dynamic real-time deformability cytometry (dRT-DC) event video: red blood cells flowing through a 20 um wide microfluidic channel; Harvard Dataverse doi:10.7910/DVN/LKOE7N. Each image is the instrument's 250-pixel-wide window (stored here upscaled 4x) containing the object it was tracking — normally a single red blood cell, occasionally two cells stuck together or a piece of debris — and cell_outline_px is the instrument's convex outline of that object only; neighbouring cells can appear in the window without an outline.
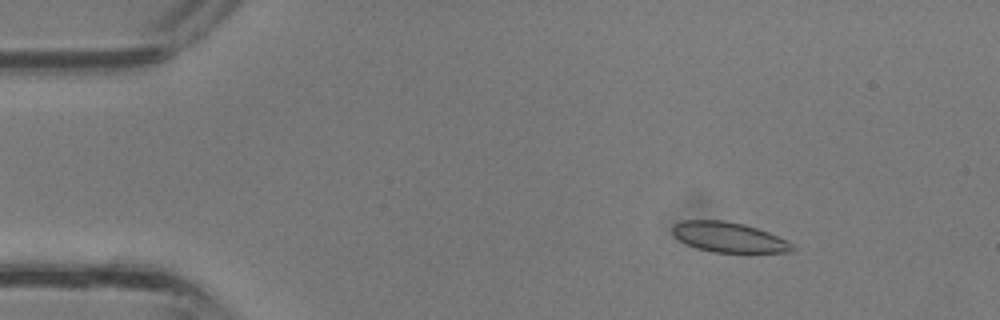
{"species": "common noctule bat (a hibernating species)", "species_latin": "Nyctalus noctula", "temperature_condition": "room temperature", "stored_images_in_passage": 36, "camera_frame_rate_fps": 3000, "um_per_image_px": 0.085, "animal": {"sex": "male", "body_mass_g": 13.3}, "frame": {"image": 1, "passage_image": 4, "time_ms": 1.0, "image_size_px": [1000, 320], "cell_outline_px": [[796, 248], [792, 252], [712, 252], [696, 248], [680, 240], [672, 232], [672, 228], [680, 220], [724, 220], [744, 224], [768, 232], [788, 240]], "centroid_in_image_um": [61.97, 20.16], "position_along_channel_um": 23.0, "area_um2": 20.92}}
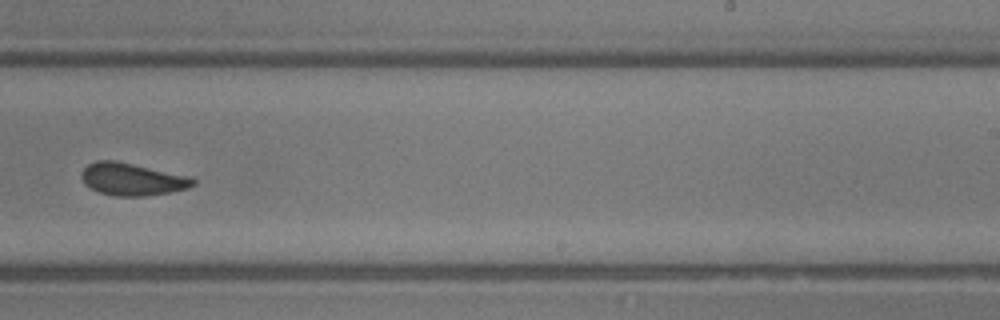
{"frame": {"image": 2, "passage_image": 22, "time_ms": 7.0, "image_size_px": [1000, 320], "cell_outline_px": [[196, 184], [188, 188], [168, 192], [144, 196], [116, 196], [100, 192], [84, 184], [80, 176], [84, 168], [88, 164], [96, 160], [112, 160], [192, 176], [196, 180]], "centroid_in_image_um": [11.25, 15.23], "position_along_channel_um": 277.8, "area_um2": 20.98}}
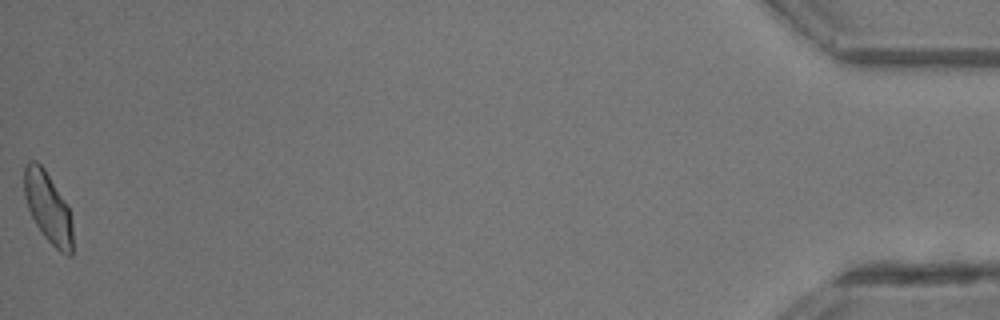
{"frame": {"image": 3, "passage_image": 36, "time_ms": 11.667, "image_size_px": [1000, 320], "cell_outline_px": [[72, 256], [68, 256], [60, 252], [44, 236], [36, 224], [28, 208], [24, 196], [24, 164], [28, 160], [36, 160], [44, 168], [68, 208], [72, 224]], "centroid_in_image_um": [4.05, 17.63], "position_along_channel_um": 431.1, "area_um2": 19.65}}